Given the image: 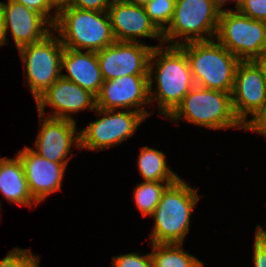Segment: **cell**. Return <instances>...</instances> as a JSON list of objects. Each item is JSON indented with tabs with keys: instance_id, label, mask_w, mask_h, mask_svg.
<instances>
[{
	"instance_id": "cell-21",
	"label": "cell",
	"mask_w": 266,
	"mask_h": 267,
	"mask_svg": "<svg viewBox=\"0 0 266 267\" xmlns=\"http://www.w3.org/2000/svg\"><path fill=\"white\" fill-rule=\"evenodd\" d=\"M181 243H151L153 267H203V262L181 248Z\"/></svg>"
},
{
	"instance_id": "cell-12",
	"label": "cell",
	"mask_w": 266,
	"mask_h": 267,
	"mask_svg": "<svg viewBox=\"0 0 266 267\" xmlns=\"http://www.w3.org/2000/svg\"><path fill=\"white\" fill-rule=\"evenodd\" d=\"M150 104L149 75H128L103 82L96 95V108L117 110L135 107V111L148 113L141 105Z\"/></svg>"
},
{
	"instance_id": "cell-4",
	"label": "cell",
	"mask_w": 266,
	"mask_h": 267,
	"mask_svg": "<svg viewBox=\"0 0 266 267\" xmlns=\"http://www.w3.org/2000/svg\"><path fill=\"white\" fill-rule=\"evenodd\" d=\"M198 200L197 190L181 178L170 184L151 215L155 224L150 243L183 244L190 230V216Z\"/></svg>"
},
{
	"instance_id": "cell-31",
	"label": "cell",
	"mask_w": 266,
	"mask_h": 267,
	"mask_svg": "<svg viewBox=\"0 0 266 267\" xmlns=\"http://www.w3.org/2000/svg\"><path fill=\"white\" fill-rule=\"evenodd\" d=\"M48 2L50 3V5L53 8H55V12H54V15L52 17V25H54V23L56 22L57 16H58V12L61 9L69 6L70 0H48Z\"/></svg>"
},
{
	"instance_id": "cell-14",
	"label": "cell",
	"mask_w": 266,
	"mask_h": 267,
	"mask_svg": "<svg viewBox=\"0 0 266 267\" xmlns=\"http://www.w3.org/2000/svg\"><path fill=\"white\" fill-rule=\"evenodd\" d=\"M38 113L44 115L45 106L49 105L54 110L47 117L67 119L75 121L70 113L82 110L96 109V96L90 91L80 87L74 82L59 77L41 96L35 101Z\"/></svg>"
},
{
	"instance_id": "cell-28",
	"label": "cell",
	"mask_w": 266,
	"mask_h": 267,
	"mask_svg": "<svg viewBox=\"0 0 266 267\" xmlns=\"http://www.w3.org/2000/svg\"><path fill=\"white\" fill-rule=\"evenodd\" d=\"M17 3L23 4L27 8L33 9L38 13L42 14L51 24H52V16L50 11L53 8L48 0H12Z\"/></svg>"
},
{
	"instance_id": "cell-16",
	"label": "cell",
	"mask_w": 266,
	"mask_h": 267,
	"mask_svg": "<svg viewBox=\"0 0 266 267\" xmlns=\"http://www.w3.org/2000/svg\"><path fill=\"white\" fill-rule=\"evenodd\" d=\"M108 15L114 38L119 42H141L138 37L161 39L162 33L151 22L144 6L131 4L125 0H113Z\"/></svg>"
},
{
	"instance_id": "cell-6",
	"label": "cell",
	"mask_w": 266,
	"mask_h": 267,
	"mask_svg": "<svg viewBox=\"0 0 266 267\" xmlns=\"http://www.w3.org/2000/svg\"><path fill=\"white\" fill-rule=\"evenodd\" d=\"M221 11L213 0H176L173 18L162 33L163 44L180 46L215 39ZM176 37L185 41H175Z\"/></svg>"
},
{
	"instance_id": "cell-3",
	"label": "cell",
	"mask_w": 266,
	"mask_h": 267,
	"mask_svg": "<svg viewBox=\"0 0 266 267\" xmlns=\"http://www.w3.org/2000/svg\"><path fill=\"white\" fill-rule=\"evenodd\" d=\"M214 40L188 42L180 47L186 53L195 85L231 93L241 61Z\"/></svg>"
},
{
	"instance_id": "cell-30",
	"label": "cell",
	"mask_w": 266,
	"mask_h": 267,
	"mask_svg": "<svg viewBox=\"0 0 266 267\" xmlns=\"http://www.w3.org/2000/svg\"><path fill=\"white\" fill-rule=\"evenodd\" d=\"M245 130H253L266 137V105L254 118L248 120Z\"/></svg>"
},
{
	"instance_id": "cell-27",
	"label": "cell",
	"mask_w": 266,
	"mask_h": 267,
	"mask_svg": "<svg viewBox=\"0 0 266 267\" xmlns=\"http://www.w3.org/2000/svg\"><path fill=\"white\" fill-rule=\"evenodd\" d=\"M113 0H70L69 6L83 10L107 11Z\"/></svg>"
},
{
	"instance_id": "cell-17",
	"label": "cell",
	"mask_w": 266,
	"mask_h": 267,
	"mask_svg": "<svg viewBox=\"0 0 266 267\" xmlns=\"http://www.w3.org/2000/svg\"><path fill=\"white\" fill-rule=\"evenodd\" d=\"M23 165L30 194L39 204L50 194L61 190L66 165L55 163L25 147L17 154Z\"/></svg>"
},
{
	"instance_id": "cell-7",
	"label": "cell",
	"mask_w": 266,
	"mask_h": 267,
	"mask_svg": "<svg viewBox=\"0 0 266 267\" xmlns=\"http://www.w3.org/2000/svg\"><path fill=\"white\" fill-rule=\"evenodd\" d=\"M215 37L240 61H253L266 49V21L222 9Z\"/></svg>"
},
{
	"instance_id": "cell-35",
	"label": "cell",
	"mask_w": 266,
	"mask_h": 267,
	"mask_svg": "<svg viewBox=\"0 0 266 267\" xmlns=\"http://www.w3.org/2000/svg\"><path fill=\"white\" fill-rule=\"evenodd\" d=\"M131 4L139 5V6H144L147 3H149L151 0H125Z\"/></svg>"
},
{
	"instance_id": "cell-9",
	"label": "cell",
	"mask_w": 266,
	"mask_h": 267,
	"mask_svg": "<svg viewBox=\"0 0 266 267\" xmlns=\"http://www.w3.org/2000/svg\"><path fill=\"white\" fill-rule=\"evenodd\" d=\"M98 116L104 115L80 130V149L103 150L120 144L135 134L146 116L135 110L118 111L96 108Z\"/></svg>"
},
{
	"instance_id": "cell-19",
	"label": "cell",
	"mask_w": 266,
	"mask_h": 267,
	"mask_svg": "<svg viewBox=\"0 0 266 267\" xmlns=\"http://www.w3.org/2000/svg\"><path fill=\"white\" fill-rule=\"evenodd\" d=\"M0 192L9 203L32 206L37 202L30 194L20 158L0 157ZM1 204V202H0Z\"/></svg>"
},
{
	"instance_id": "cell-36",
	"label": "cell",
	"mask_w": 266,
	"mask_h": 267,
	"mask_svg": "<svg viewBox=\"0 0 266 267\" xmlns=\"http://www.w3.org/2000/svg\"><path fill=\"white\" fill-rule=\"evenodd\" d=\"M221 9H222V6L227 2V1H230V0H213ZM236 1V6H238V4L242 1V0H234Z\"/></svg>"
},
{
	"instance_id": "cell-18",
	"label": "cell",
	"mask_w": 266,
	"mask_h": 267,
	"mask_svg": "<svg viewBox=\"0 0 266 267\" xmlns=\"http://www.w3.org/2000/svg\"><path fill=\"white\" fill-rule=\"evenodd\" d=\"M61 69H66L68 72V74H61L63 78L76 83L95 96L99 93L104 78L96 52L64 47Z\"/></svg>"
},
{
	"instance_id": "cell-13",
	"label": "cell",
	"mask_w": 266,
	"mask_h": 267,
	"mask_svg": "<svg viewBox=\"0 0 266 267\" xmlns=\"http://www.w3.org/2000/svg\"><path fill=\"white\" fill-rule=\"evenodd\" d=\"M39 122L41 127L34 144L37 150L32 151L47 160L67 166L70 161L67 156L72 145L80 148V132L77 131L76 121L52 117L43 120V115L39 114Z\"/></svg>"
},
{
	"instance_id": "cell-22",
	"label": "cell",
	"mask_w": 266,
	"mask_h": 267,
	"mask_svg": "<svg viewBox=\"0 0 266 267\" xmlns=\"http://www.w3.org/2000/svg\"><path fill=\"white\" fill-rule=\"evenodd\" d=\"M142 182L134 190L136 206L143 216H151L161 200L163 192L174 182Z\"/></svg>"
},
{
	"instance_id": "cell-8",
	"label": "cell",
	"mask_w": 266,
	"mask_h": 267,
	"mask_svg": "<svg viewBox=\"0 0 266 267\" xmlns=\"http://www.w3.org/2000/svg\"><path fill=\"white\" fill-rule=\"evenodd\" d=\"M52 31L39 42L27 44L18 49L23 67L26 68V80L35 101L59 77L64 46L60 38Z\"/></svg>"
},
{
	"instance_id": "cell-2",
	"label": "cell",
	"mask_w": 266,
	"mask_h": 267,
	"mask_svg": "<svg viewBox=\"0 0 266 267\" xmlns=\"http://www.w3.org/2000/svg\"><path fill=\"white\" fill-rule=\"evenodd\" d=\"M53 29L62 45L73 50L98 52L116 41L107 11L67 6L58 12Z\"/></svg>"
},
{
	"instance_id": "cell-24",
	"label": "cell",
	"mask_w": 266,
	"mask_h": 267,
	"mask_svg": "<svg viewBox=\"0 0 266 267\" xmlns=\"http://www.w3.org/2000/svg\"><path fill=\"white\" fill-rule=\"evenodd\" d=\"M39 262L30 250L15 247L0 261V267H40Z\"/></svg>"
},
{
	"instance_id": "cell-20",
	"label": "cell",
	"mask_w": 266,
	"mask_h": 267,
	"mask_svg": "<svg viewBox=\"0 0 266 267\" xmlns=\"http://www.w3.org/2000/svg\"><path fill=\"white\" fill-rule=\"evenodd\" d=\"M163 152L144 146L138 157V169L144 182H176L180 177L169 169Z\"/></svg>"
},
{
	"instance_id": "cell-32",
	"label": "cell",
	"mask_w": 266,
	"mask_h": 267,
	"mask_svg": "<svg viewBox=\"0 0 266 267\" xmlns=\"http://www.w3.org/2000/svg\"><path fill=\"white\" fill-rule=\"evenodd\" d=\"M253 62L261 70L262 76L266 82V49L258 57H256Z\"/></svg>"
},
{
	"instance_id": "cell-34",
	"label": "cell",
	"mask_w": 266,
	"mask_h": 267,
	"mask_svg": "<svg viewBox=\"0 0 266 267\" xmlns=\"http://www.w3.org/2000/svg\"><path fill=\"white\" fill-rule=\"evenodd\" d=\"M256 234L260 237H262L263 239H266V229L262 228L261 225H257L256 228Z\"/></svg>"
},
{
	"instance_id": "cell-1",
	"label": "cell",
	"mask_w": 266,
	"mask_h": 267,
	"mask_svg": "<svg viewBox=\"0 0 266 267\" xmlns=\"http://www.w3.org/2000/svg\"><path fill=\"white\" fill-rule=\"evenodd\" d=\"M153 78L157 83V92H152ZM194 86L186 53L180 46L168 45L165 50L162 44L153 47L149 60V96L150 103L158 100L159 114L168 118Z\"/></svg>"
},
{
	"instance_id": "cell-26",
	"label": "cell",
	"mask_w": 266,
	"mask_h": 267,
	"mask_svg": "<svg viewBox=\"0 0 266 267\" xmlns=\"http://www.w3.org/2000/svg\"><path fill=\"white\" fill-rule=\"evenodd\" d=\"M236 9L252 19L266 21V0H242Z\"/></svg>"
},
{
	"instance_id": "cell-10",
	"label": "cell",
	"mask_w": 266,
	"mask_h": 267,
	"mask_svg": "<svg viewBox=\"0 0 266 267\" xmlns=\"http://www.w3.org/2000/svg\"><path fill=\"white\" fill-rule=\"evenodd\" d=\"M153 47L142 42H119L96 52L104 81L128 75H149Z\"/></svg>"
},
{
	"instance_id": "cell-25",
	"label": "cell",
	"mask_w": 266,
	"mask_h": 267,
	"mask_svg": "<svg viewBox=\"0 0 266 267\" xmlns=\"http://www.w3.org/2000/svg\"><path fill=\"white\" fill-rule=\"evenodd\" d=\"M113 267H153L150 252L146 255L127 253L113 257Z\"/></svg>"
},
{
	"instance_id": "cell-5",
	"label": "cell",
	"mask_w": 266,
	"mask_h": 267,
	"mask_svg": "<svg viewBox=\"0 0 266 267\" xmlns=\"http://www.w3.org/2000/svg\"><path fill=\"white\" fill-rule=\"evenodd\" d=\"M170 121H185L210 129H245L236 118L231 93L195 85L181 104L168 117Z\"/></svg>"
},
{
	"instance_id": "cell-15",
	"label": "cell",
	"mask_w": 266,
	"mask_h": 267,
	"mask_svg": "<svg viewBox=\"0 0 266 267\" xmlns=\"http://www.w3.org/2000/svg\"><path fill=\"white\" fill-rule=\"evenodd\" d=\"M0 12L5 38L9 29L17 49L39 42L52 32L53 25L42 14L23 4L12 0L0 2Z\"/></svg>"
},
{
	"instance_id": "cell-23",
	"label": "cell",
	"mask_w": 266,
	"mask_h": 267,
	"mask_svg": "<svg viewBox=\"0 0 266 267\" xmlns=\"http://www.w3.org/2000/svg\"><path fill=\"white\" fill-rule=\"evenodd\" d=\"M175 4L176 0H151L144 5L151 22L161 33L167 28L165 24H170L173 18Z\"/></svg>"
},
{
	"instance_id": "cell-11",
	"label": "cell",
	"mask_w": 266,
	"mask_h": 267,
	"mask_svg": "<svg viewBox=\"0 0 266 267\" xmlns=\"http://www.w3.org/2000/svg\"><path fill=\"white\" fill-rule=\"evenodd\" d=\"M231 100L234 114L244 127L248 124L247 115L254 118L266 105V82L253 61L238 64Z\"/></svg>"
},
{
	"instance_id": "cell-33",
	"label": "cell",
	"mask_w": 266,
	"mask_h": 267,
	"mask_svg": "<svg viewBox=\"0 0 266 267\" xmlns=\"http://www.w3.org/2000/svg\"><path fill=\"white\" fill-rule=\"evenodd\" d=\"M7 38H5L3 19L0 12V46L7 44Z\"/></svg>"
},
{
	"instance_id": "cell-29",
	"label": "cell",
	"mask_w": 266,
	"mask_h": 267,
	"mask_svg": "<svg viewBox=\"0 0 266 267\" xmlns=\"http://www.w3.org/2000/svg\"><path fill=\"white\" fill-rule=\"evenodd\" d=\"M253 248L254 267H266V239L255 233Z\"/></svg>"
}]
</instances>
